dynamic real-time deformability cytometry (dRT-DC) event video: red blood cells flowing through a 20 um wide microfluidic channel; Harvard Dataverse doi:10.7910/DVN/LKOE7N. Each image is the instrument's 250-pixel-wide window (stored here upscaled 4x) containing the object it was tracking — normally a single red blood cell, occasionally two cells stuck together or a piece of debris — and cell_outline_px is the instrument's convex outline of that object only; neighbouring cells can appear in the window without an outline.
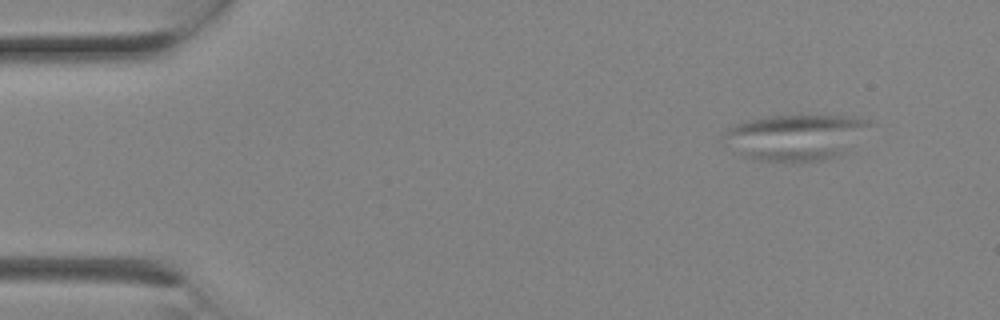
{"species": "Egyptian fruit bat (a non-hibernating species)", "species_latin": "Rousettus aegyptiacus", "temperature_condition": "room temperature", "stored_images_in_passage": 2, "camera_frame_rate_fps": 3000, "um_per_image_px": 0.085, "animal": {"sex": "female"}, "frame": {"image": 1, "passage_image": 1, "time_ms": 0.0, "image_size_px": [1000, 320], "cell_outline_px": [[872, 124], [840, 156], [820, 160], [784, 164], [752, 160], [720, 140], [724, 132], [728, 128], [736, 124], [748, 120], [764, 116], [856, 116], [872, 120]], "centroid_in_image_um": [67.58, 11.68], "position_along_channel_um": 17.4, "area_um2": 39.54}}